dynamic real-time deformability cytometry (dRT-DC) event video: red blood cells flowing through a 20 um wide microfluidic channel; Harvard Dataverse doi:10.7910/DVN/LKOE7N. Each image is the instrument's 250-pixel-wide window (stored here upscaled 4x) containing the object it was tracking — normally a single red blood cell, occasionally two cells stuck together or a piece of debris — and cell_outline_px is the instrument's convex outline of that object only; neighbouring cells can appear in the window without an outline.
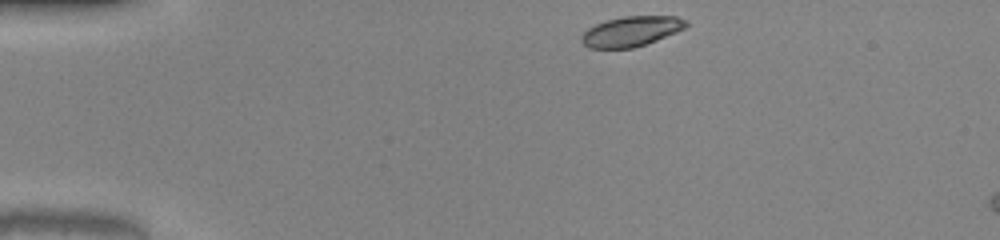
{"species": "common noctule bat (a hibernating species)", "species_latin": "Nyctalus noctula", "temperature_condition": "warm", "stored_images_in_passage": 6, "camera_frame_rate_fps": 3000, "um_per_image_px": 0.085, "animal": {"sex": "male", "body_mass_g": 20.0, "forearm_length_mm": 53.3}, "frame": {"image": 1, "passage_image": 1, "time_ms": 0.0, "image_size_px": [1000, 240], "cell_outline_px": [[688, 24], [684, 28], [676, 32], [656, 40], [632, 48], [588, 48], [580, 40], [580, 36], [588, 28], [596, 24], [608, 20], [624, 16], [676, 16], [688, 20]], "centroid_in_image_um": [53.65, 2.66], "position_along_channel_um": 31.4, "area_um2": 18.21}}